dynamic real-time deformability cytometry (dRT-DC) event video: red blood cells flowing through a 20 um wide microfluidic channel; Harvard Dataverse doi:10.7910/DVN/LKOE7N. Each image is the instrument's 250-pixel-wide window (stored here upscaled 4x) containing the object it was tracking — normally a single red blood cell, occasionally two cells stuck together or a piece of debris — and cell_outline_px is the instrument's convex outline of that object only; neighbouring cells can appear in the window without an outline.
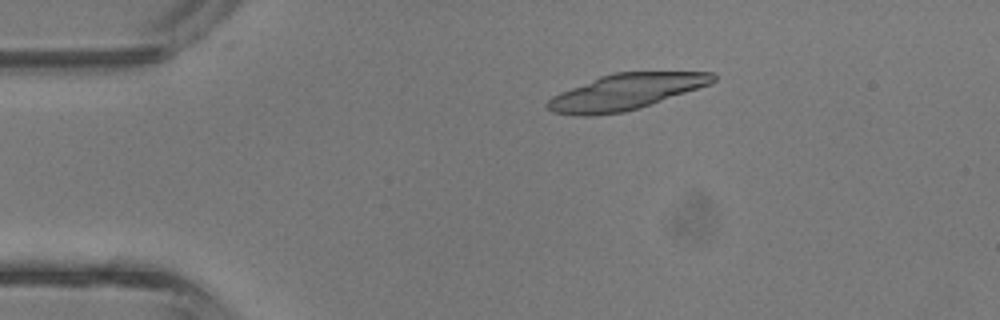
{"species": "common noctule bat (a hibernating species)", "species_latin": "Nyctalus noctula", "temperature_condition": "room temperature", "stored_images_in_passage": 35, "segment_of_instrument_passage": [1, 2], "camera_frame_rate_fps": 3000, "um_per_image_px": 0.085, "animal": {"sex": "male", "body_mass_g": 13.3}, "frame": {"image": 1, "passage_image": 2, "time_ms": 0.333, "image_size_px": [1000, 320], "cell_outline_px": [[716, 80], [708, 84], [640, 108], [624, 112], [592, 116], [576, 116], [552, 112], [544, 104], [552, 96], [560, 92], [600, 76], [616, 72], [712, 72], [716, 76]], "centroid_in_image_um": [53.12, 7.82], "position_along_channel_um": 31.9, "area_um2": 34.28}}